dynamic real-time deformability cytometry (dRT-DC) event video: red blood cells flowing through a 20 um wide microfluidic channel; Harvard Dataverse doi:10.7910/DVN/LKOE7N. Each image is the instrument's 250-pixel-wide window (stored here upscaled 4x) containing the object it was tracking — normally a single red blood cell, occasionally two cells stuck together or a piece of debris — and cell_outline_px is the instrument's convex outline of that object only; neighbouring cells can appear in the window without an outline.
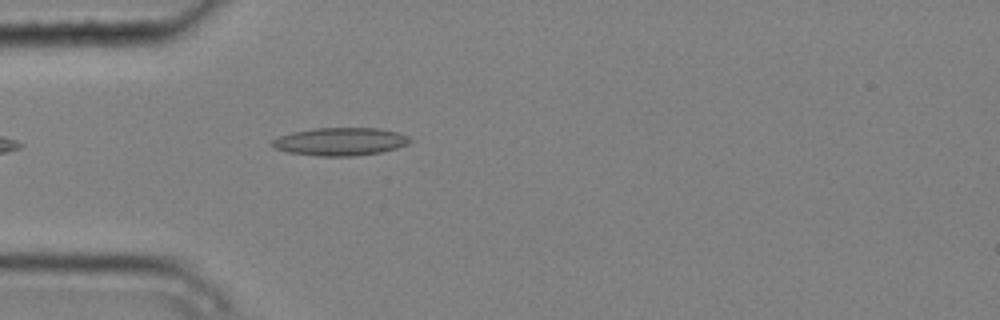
{"species": "common noctule bat (a hibernating species)", "species_latin": "Nyctalus noctula", "temperature_condition": "cold", "stored_images_in_passage": 5, "camera_frame_rate_fps": 3000, "um_per_image_px": 0.085, "animal": {"sex": "male", "body_mass_g": 20.4}, "frame": {"image": 1, "passage_image": 5, "time_ms": 1.333, "image_size_px": [1000, 320], "cell_outline_px": [[412, 140], [408, 144], [396, 148], [380, 152], [352, 156], [316, 156], [288, 152], [276, 148], [272, 144], [272, 140], [280, 136], [292, 132], [312, 128], [376, 128], [400, 132], [408, 136]], "centroid_in_image_um": [28.94, 12.03], "position_along_channel_um": 56.1, "area_um2": 22.37}}